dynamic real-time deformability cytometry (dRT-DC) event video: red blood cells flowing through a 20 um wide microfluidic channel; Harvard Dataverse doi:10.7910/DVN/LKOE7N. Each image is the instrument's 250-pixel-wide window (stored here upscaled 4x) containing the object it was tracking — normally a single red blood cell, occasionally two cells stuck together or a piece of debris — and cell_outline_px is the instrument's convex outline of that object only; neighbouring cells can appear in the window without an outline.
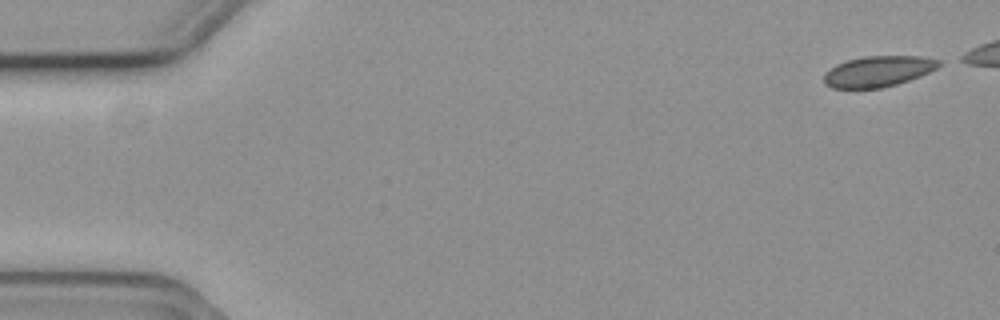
{"species": "common noctule bat (a hibernating species)", "species_latin": "Nyctalus noctula", "temperature_condition": "cold", "stored_images_in_passage": 47, "camera_frame_rate_fps": 3000, "um_per_image_px": 0.085, "animal": {"sex": "female", "body_mass_g": 19.3, "forearm_length_mm": 54.1}, "frame": {"image": 1, "passage_image": 1, "time_ms": 0.0, "image_size_px": [1000, 320], "cell_outline_px": [[944, 60], [936, 68], [920, 76], [896, 84], [880, 88], [832, 88], [824, 84], [824, 72], [836, 64], [848, 60], [864, 56], [920, 56]], "centroid_in_image_um": [74.63, 6.05], "position_along_channel_um": 10.4, "area_um2": 20.63}}
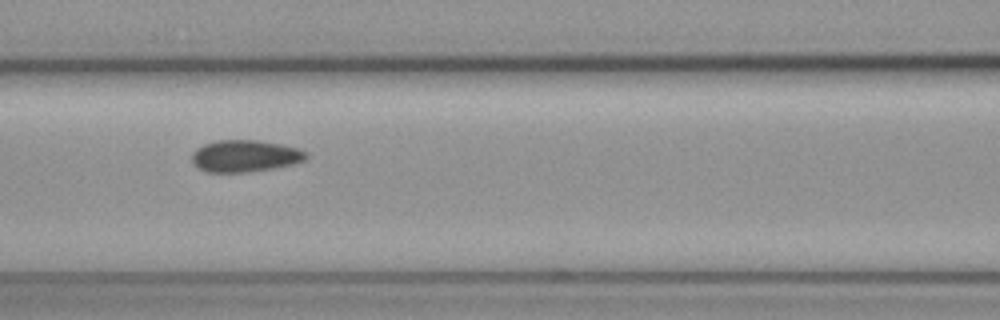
{"frame": {"image": 2, "passage_image": 23, "time_ms": 7.333, "image_size_px": [1000, 320], "cell_outline_px": [[308, 160], [292, 164], [272, 168], [244, 172], [208, 172], [192, 164], [192, 152], [196, 148], [204, 144], [216, 140], [260, 140], [300, 148], [308, 152]], "centroid_in_image_um": [20.85, 13.24], "position_along_channel_um": 145.8, "area_um2": 21.39}}
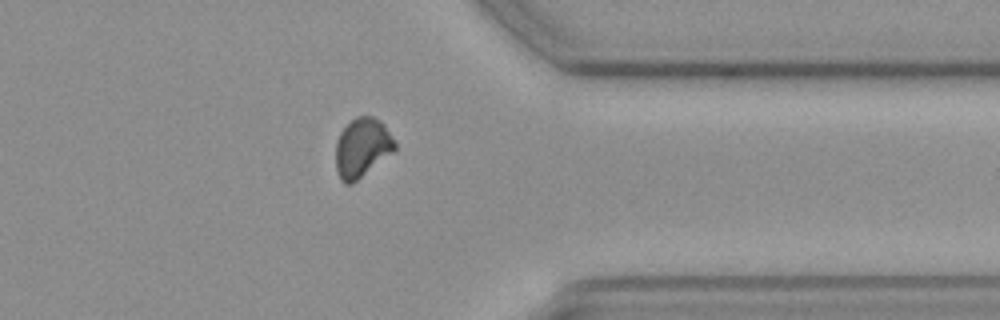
{"frame": {"image": 3, "passage_image": 43, "time_ms": 14.0, "image_size_px": [1000, 320], "cell_outline_px": [[396, 152], [352, 184], [344, 184], [340, 180], [336, 168], [336, 140], [340, 132], [356, 116], [372, 116], [380, 120], [384, 124], [396, 144]], "centroid_in_image_um": [30.8, 12.58], "position_along_channel_um": 380.6, "area_um2": 20.69}}